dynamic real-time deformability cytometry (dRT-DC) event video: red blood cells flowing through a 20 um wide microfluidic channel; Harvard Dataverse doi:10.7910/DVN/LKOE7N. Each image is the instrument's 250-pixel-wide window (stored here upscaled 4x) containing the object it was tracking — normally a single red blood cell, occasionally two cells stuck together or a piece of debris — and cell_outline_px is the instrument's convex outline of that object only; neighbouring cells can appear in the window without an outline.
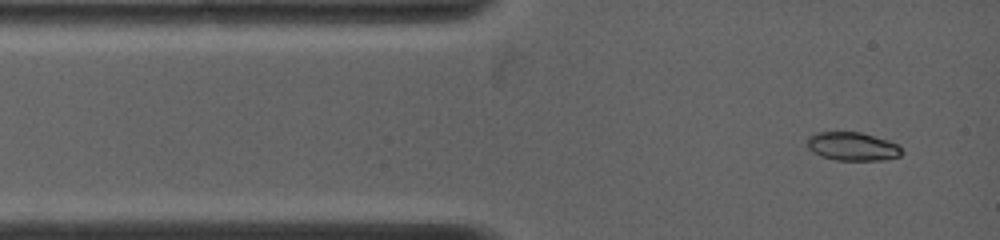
{"species": "common noctule bat (a hibernating species)", "species_latin": "Nyctalus noctula", "temperature_condition": "warm", "stored_images_in_passage": 79, "camera_frame_rate_fps": 5000, "um_per_image_px": 0.085, "animal": {"sex": "female", "body_mass_g": 19.0, "forearm_length_mm": 53.3}, "frame": {"image": 1, "passage_image": 1, "time_ms": 0.0, "image_size_px": [1000, 240], "cell_outline_px": [[900, 156], [880, 160], [836, 160], [824, 156], [808, 148], [804, 144], [808, 136], [816, 132], [860, 132], [888, 140], [900, 144]], "centroid_in_image_um": [72.43, 12.43], "position_along_channel_um": 12.6, "area_um2": 15.61}}
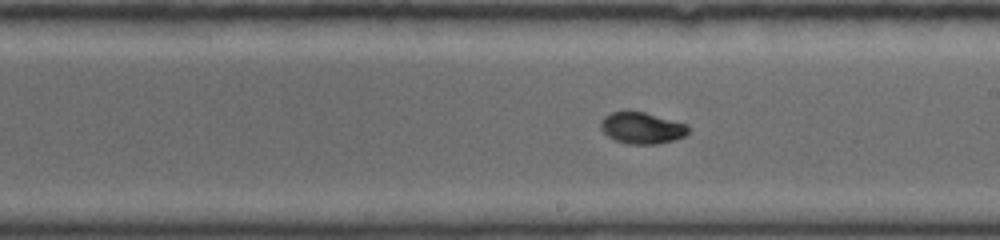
{"frame": {"image": 2, "passage_image": 33, "time_ms": 6.4, "image_size_px": [1000, 240], "cell_outline_px": [[688, 132], [684, 136], [672, 140], [656, 144], [628, 144], [616, 140], [608, 136], [600, 128], [600, 120], [604, 116], [612, 112], [628, 108], [644, 112], [684, 124], [688, 128]], "centroid_in_image_um": [54.47, 10.84], "position_along_channel_um": 234.5, "area_um2": 16.13}}
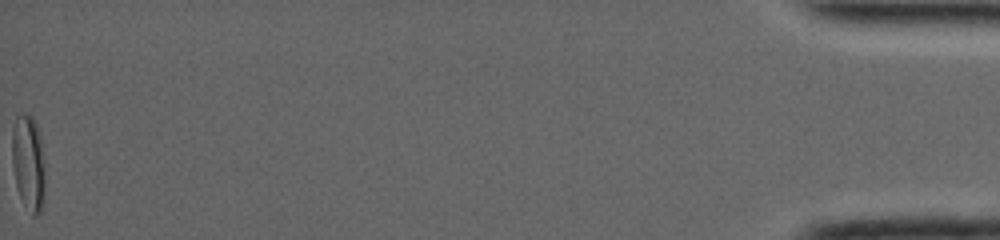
{"frame": {"image": 3, "passage_image": 79, "time_ms": 15.6, "image_size_px": [1000, 240], "cell_outline_px": [[40, 212], [36, 216], [32, 216], [20, 196], [16, 184], [12, 164], [12, 128], [16, 116], [32, 116], [36, 124], [40, 136]], "centroid_in_image_um": [2.3, 13.74], "position_along_channel_um": 432.9, "area_um2": 16.65}, "authors_computed_cell_mechanics": {"area_um2": 16.0106, "velocity_mm_per_s": 3.9981, "shape_relaxation_time_tau1_ms": 4.6916, "shape_relaxation_time_tau2_ms": null, "deformation_change_tau1": 0.2, "deformation_change_tau2": null}}